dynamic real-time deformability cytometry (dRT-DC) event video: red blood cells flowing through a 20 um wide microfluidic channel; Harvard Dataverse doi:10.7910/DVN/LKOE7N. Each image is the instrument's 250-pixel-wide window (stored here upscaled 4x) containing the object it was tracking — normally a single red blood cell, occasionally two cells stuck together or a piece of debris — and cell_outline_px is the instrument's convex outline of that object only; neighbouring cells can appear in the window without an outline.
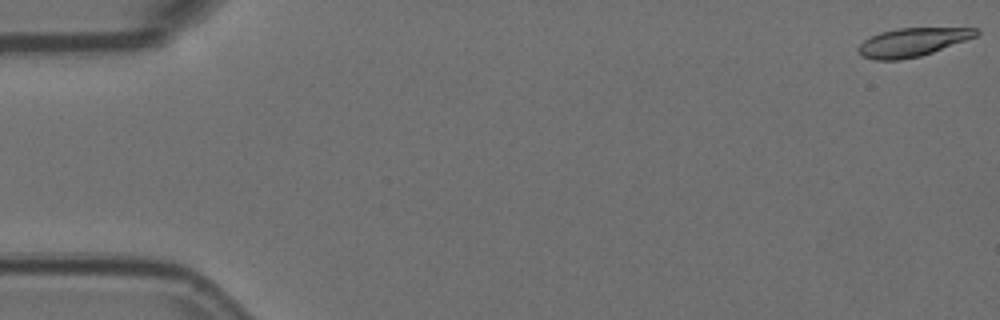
{"species": "Egyptian fruit bat (a non-hibernating species)", "species_latin": "Rousettus aegyptiacus", "temperature_condition": "room temperature", "stored_images_in_passage": 12, "camera_frame_rate_fps": 3000, "um_per_image_px": 0.085, "animal": {"sex": "female"}, "frame": {"image": 1, "passage_image": 1, "time_ms": 0.0, "image_size_px": [1000, 320], "cell_outline_px": [[980, 32], [976, 36], [932, 52], [920, 56], [900, 60], [872, 60], [864, 56], [856, 48], [864, 40], [880, 32], [896, 28], [980, 28]], "centroid_in_image_um": [77.54, 3.58], "position_along_channel_um": 7.5, "area_um2": 19.36}}